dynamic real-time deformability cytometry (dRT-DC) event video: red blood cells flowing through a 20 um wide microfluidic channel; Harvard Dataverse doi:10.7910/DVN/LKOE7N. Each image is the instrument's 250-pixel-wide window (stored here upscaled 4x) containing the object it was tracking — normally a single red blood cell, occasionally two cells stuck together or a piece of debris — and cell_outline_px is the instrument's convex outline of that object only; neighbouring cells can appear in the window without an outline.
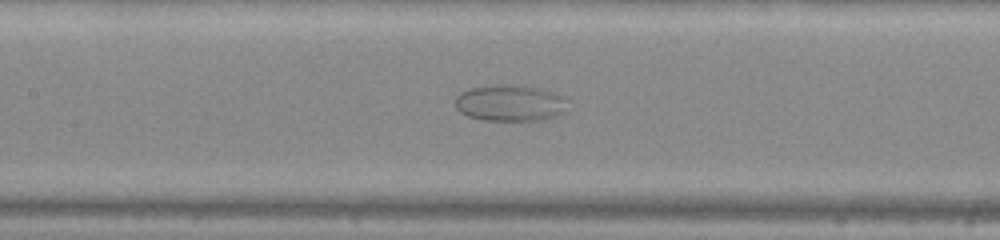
{"species": "common noctule bat (a hibernating species)", "species_latin": "Nyctalus noctula", "temperature_condition": "warm", "stored_images_in_passage": 41, "camera_frame_rate_fps": 3000, "um_per_image_px": 0.085, "animal": {"sex": "male", "body_mass_g": 20.0, "forearm_length_mm": 53.3}, "frame": {"image": 1, "passage_image": 20, "time_ms": 6.333, "image_size_px": [1000, 240], "cell_outline_px": [[564, 112], [540, 120], [484, 120], [468, 116], [460, 112], [456, 108], [456, 96], [460, 92], [468, 88], [512, 84], [540, 88], [556, 92], [564, 96]], "centroid_in_image_um": [43.32, 8.74], "position_along_channel_um": 164.1, "area_um2": 23.58}}
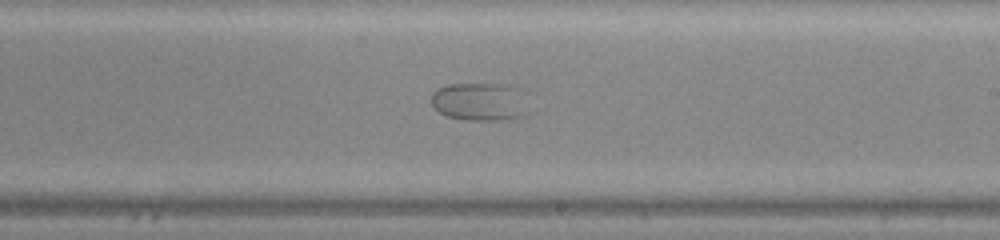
{"frame": {"image": 2, "passage_image": 26, "time_ms": 8.333, "image_size_px": [1000, 240], "cell_outline_px": [[536, 112], [528, 116], [508, 120], [468, 120], [448, 116], [440, 112], [432, 104], [432, 92], [436, 88], [448, 84], [508, 84], [520, 88]], "centroid_in_image_um": [40.97, 8.65], "position_along_channel_um": 248.0, "area_um2": 22.72}}
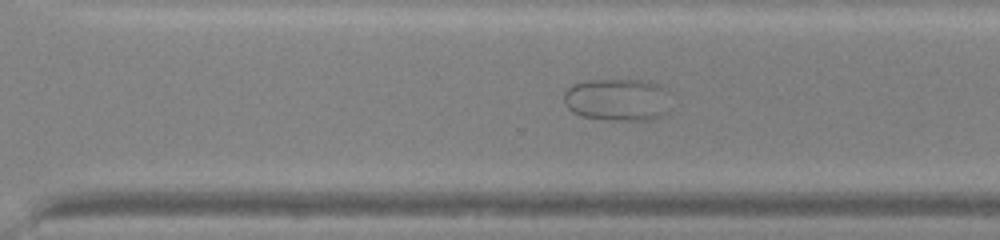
{"frame": {"image": 3, "passage_image": 31, "time_ms": 10.0, "image_size_px": [1000, 240], "cell_outline_px": [[668, 112], [660, 116], [648, 120], [612, 120], [580, 116], [572, 112], [564, 104], [564, 92], [572, 84], [588, 80], [648, 80], [660, 84], [668, 88]], "centroid_in_image_um": [52.5, 8.46], "position_along_channel_um": 318.1, "area_um2": 26.82}}